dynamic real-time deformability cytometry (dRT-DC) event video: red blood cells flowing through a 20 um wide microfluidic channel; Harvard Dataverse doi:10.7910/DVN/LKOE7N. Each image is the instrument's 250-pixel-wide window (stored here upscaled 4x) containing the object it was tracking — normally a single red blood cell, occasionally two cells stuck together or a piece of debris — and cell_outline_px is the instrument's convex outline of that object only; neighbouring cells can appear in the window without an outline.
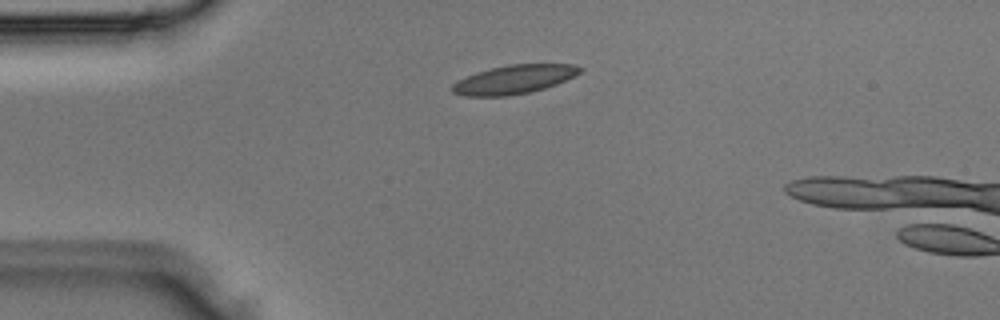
{"species": "Egyptian fruit bat (a non-hibernating species)", "species_latin": "Rousettus aegyptiacus", "temperature_condition": "room temperature", "stored_images_in_passage": 1, "camera_frame_rate_fps": 3000, "um_per_image_px": 0.085, "animal": {"sex": "male"}, "frame": {"image": 1, "passage_image": 1, "time_ms": 0.0, "image_size_px": [1000, 320], "cell_outline_px": [[584, 68], [580, 72], [556, 84], [544, 88], [528, 92], [508, 96], [464, 96], [452, 92], [452, 84], [476, 72], [508, 64], [572, 64]], "centroid_in_image_um": [43.68, 6.75], "position_along_channel_um": 41.3, "area_um2": 21.1}}